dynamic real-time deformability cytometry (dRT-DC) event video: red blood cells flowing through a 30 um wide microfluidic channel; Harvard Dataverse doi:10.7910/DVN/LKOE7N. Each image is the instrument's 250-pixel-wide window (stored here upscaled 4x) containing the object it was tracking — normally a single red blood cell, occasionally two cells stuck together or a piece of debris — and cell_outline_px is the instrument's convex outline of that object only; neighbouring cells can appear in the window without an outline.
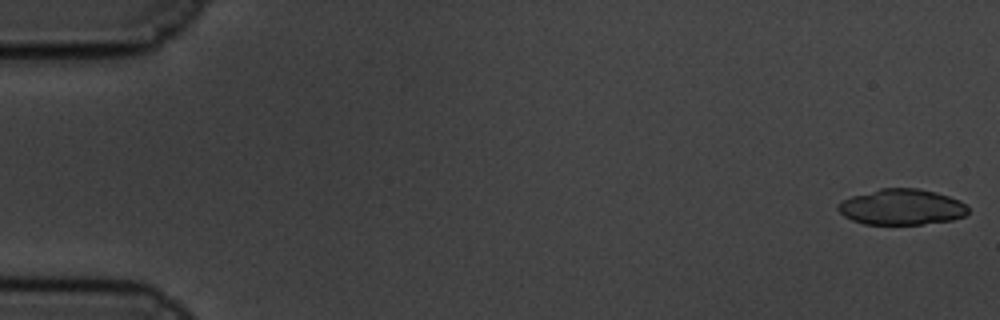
{"species": "common noctule bat (a hibernating species)", "species_latin": "Nyctalus noctula", "temperature_condition": "cold", "stored_images_in_passage": 21, "camera_frame_rate_fps": 3000, "um_per_image_px": 0.085, "animal": {"sex": "male", "body_mass_g": 19.5, "forearm_length_mm": 54.6}, "frame": {"image": 1, "passage_image": 1, "time_ms": 0.0, "image_size_px": [1000, 320], "cell_outline_px": [[968, 212], [964, 216], [952, 220], [920, 224], [864, 224], [852, 220], [844, 216], [836, 208], [836, 204], [840, 200], [852, 196], [880, 188], [920, 188], [936, 192], [960, 200], [968, 208]], "centroid_in_image_um": [76.61, 17.59], "position_along_channel_um": 8.4, "area_um2": 27.22}}
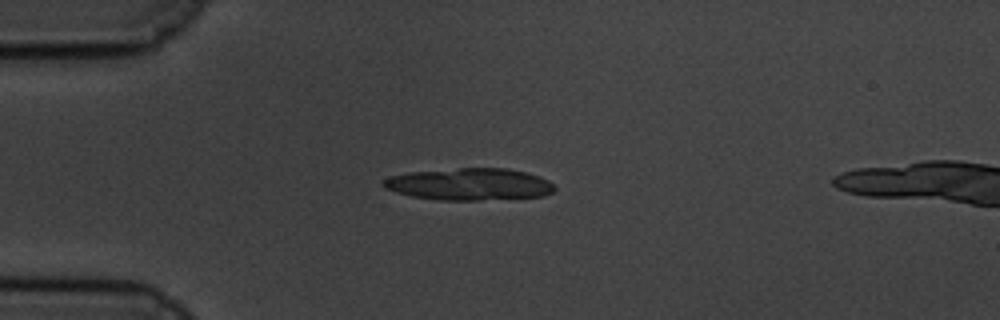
{"frame": {"image": 2, "passage_image": 15, "time_ms": 4.667, "image_size_px": [1000, 320], "cell_outline_px": [[556, 188], [552, 192], [544, 196], [480, 200], [440, 200], [412, 196], [396, 192], [384, 188], [380, 184], [380, 180], [388, 176], [408, 172], [460, 168], [508, 168], [528, 172], [540, 176], [548, 180]], "centroid_in_image_um": [39.87, 15.65], "position_along_channel_um": 45.1, "area_um2": 32.25}}